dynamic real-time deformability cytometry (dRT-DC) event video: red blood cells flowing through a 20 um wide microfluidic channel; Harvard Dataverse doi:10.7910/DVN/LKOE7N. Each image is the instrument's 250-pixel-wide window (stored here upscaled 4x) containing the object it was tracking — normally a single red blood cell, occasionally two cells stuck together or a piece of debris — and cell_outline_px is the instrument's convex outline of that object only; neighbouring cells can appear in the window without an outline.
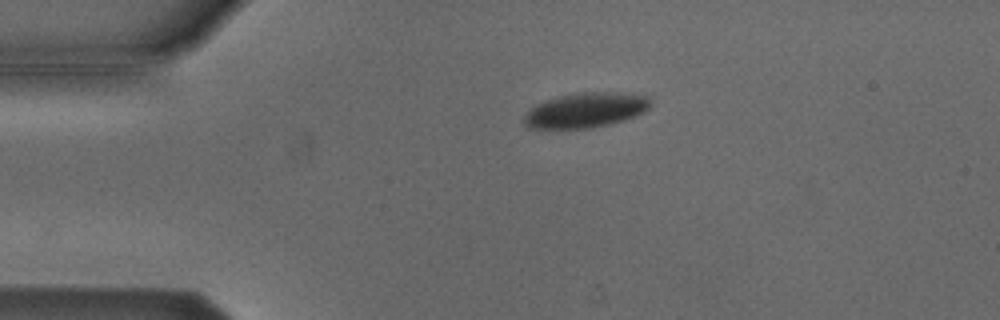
{"species": "Egyptian fruit bat (a non-hibernating species)", "species_latin": "Rousettus aegyptiacus", "temperature_condition": "cold", "stored_images_in_passage": 44, "camera_frame_rate_fps": 3000, "um_per_image_px": 0.085, "animal": {"sex": "male"}, "frame": {"image": 1, "passage_image": 2, "time_ms": 0.333, "image_size_px": [1000, 320], "cell_outline_px": [[652, 104], [644, 112], [636, 116], [624, 120], [608, 124], [588, 128], [528, 128], [524, 124], [524, 116], [536, 104], [544, 100], [560, 96], [580, 92], [628, 92], [648, 96], [652, 100]], "centroid_in_image_um": [49.84, 9.34], "position_along_channel_um": 35.2, "area_um2": 25.84}}
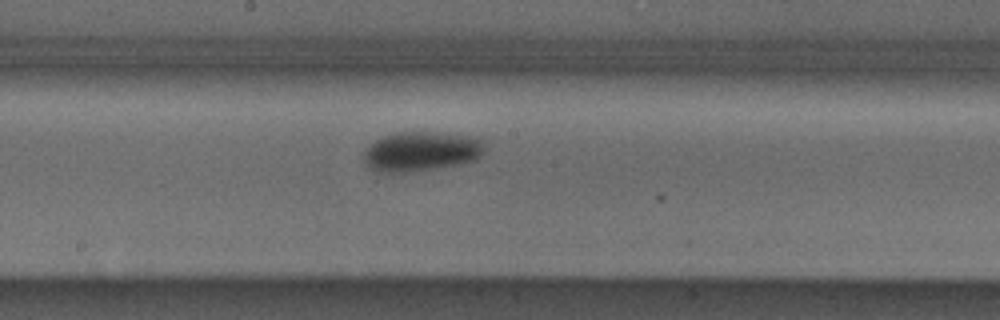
{"frame": {"image": 2, "passage_image": 19, "time_ms": 6.0, "image_size_px": [1000, 320], "cell_outline_px": [[484, 152], [476, 160], [460, 164], [436, 168], [404, 172], [380, 172], [368, 168], [364, 164], [360, 156], [376, 140], [384, 136], [396, 132], [440, 132], [468, 136], [484, 140]], "centroid_in_image_um": [35.78, 12.87], "position_along_channel_um": 212.4, "area_um2": 28.09}}
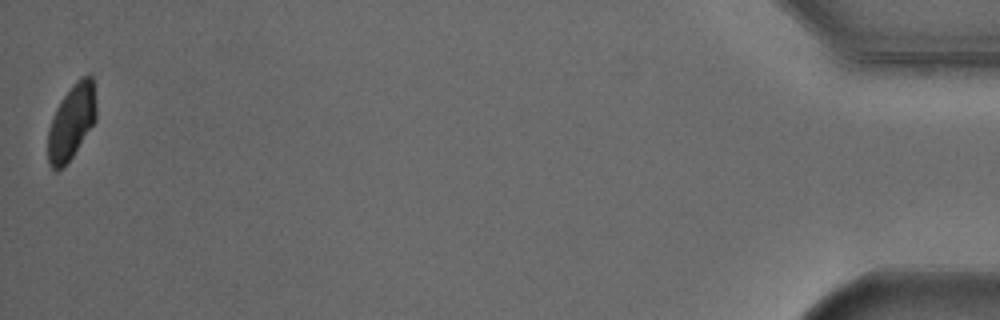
{"frame": {"image": 3, "passage_image": 44, "time_ms": 14.333, "image_size_px": [1000, 320], "cell_outline_px": [[96, 120], [64, 168], [56, 172], [48, 164], [48, 128], [52, 116], [60, 100], [72, 84], [76, 80], [88, 72], [92, 76], [96, 104]], "centroid_in_image_um": [6.07, 10.35], "position_along_channel_um": 429.1, "area_um2": 21.39}, "authors_computed_cell_mechanics": {"area_um2": 26.9637, "velocity_mm_per_s": 3.8022, "shape_relaxation_time_tau1_ms": 2.3487, "shape_relaxation_time_tau2_ms": null, "deformation_change_tau1": 0.0648, "deformation_change_tau2": null}}